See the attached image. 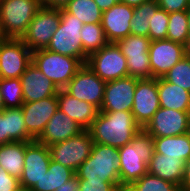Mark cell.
I'll return each mask as SVG.
<instances>
[{
  "instance_id": "5b68a950",
  "label": "cell",
  "mask_w": 190,
  "mask_h": 191,
  "mask_svg": "<svg viewBox=\"0 0 190 191\" xmlns=\"http://www.w3.org/2000/svg\"><path fill=\"white\" fill-rule=\"evenodd\" d=\"M41 7L39 0H0L3 37L21 39Z\"/></svg>"
},
{
  "instance_id": "f6af8a7d",
  "label": "cell",
  "mask_w": 190,
  "mask_h": 191,
  "mask_svg": "<svg viewBox=\"0 0 190 191\" xmlns=\"http://www.w3.org/2000/svg\"><path fill=\"white\" fill-rule=\"evenodd\" d=\"M123 4H127L131 7H137L145 2L151 1V0H119Z\"/></svg>"
},
{
  "instance_id": "ab89813d",
  "label": "cell",
  "mask_w": 190,
  "mask_h": 191,
  "mask_svg": "<svg viewBox=\"0 0 190 191\" xmlns=\"http://www.w3.org/2000/svg\"><path fill=\"white\" fill-rule=\"evenodd\" d=\"M180 190L190 191V157L185 161L183 181L180 185Z\"/></svg>"
},
{
  "instance_id": "836d02e7",
  "label": "cell",
  "mask_w": 190,
  "mask_h": 191,
  "mask_svg": "<svg viewBox=\"0 0 190 191\" xmlns=\"http://www.w3.org/2000/svg\"><path fill=\"white\" fill-rule=\"evenodd\" d=\"M129 191H180V187L149 173L131 183Z\"/></svg>"
},
{
  "instance_id": "7bdbcfd3",
  "label": "cell",
  "mask_w": 190,
  "mask_h": 191,
  "mask_svg": "<svg viewBox=\"0 0 190 191\" xmlns=\"http://www.w3.org/2000/svg\"><path fill=\"white\" fill-rule=\"evenodd\" d=\"M55 191H79L78 178L75 176L68 182L63 183V185L57 188Z\"/></svg>"
},
{
  "instance_id": "c3c4849f",
  "label": "cell",
  "mask_w": 190,
  "mask_h": 191,
  "mask_svg": "<svg viewBox=\"0 0 190 191\" xmlns=\"http://www.w3.org/2000/svg\"><path fill=\"white\" fill-rule=\"evenodd\" d=\"M4 109V104H3V100H2V96H1V92H0V111Z\"/></svg>"
},
{
  "instance_id": "6da1fadb",
  "label": "cell",
  "mask_w": 190,
  "mask_h": 191,
  "mask_svg": "<svg viewBox=\"0 0 190 191\" xmlns=\"http://www.w3.org/2000/svg\"><path fill=\"white\" fill-rule=\"evenodd\" d=\"M142 128L132 112H98L88 131L94 143L120 148L129 144Z\"/></svg>"
},
{
  "instance_id": "e575fe53",
  "label": "cell",
  "mask_w": 190,
  "mask_h": 191,
  "mask_svg": "<svg viewBox=\"0 0 190 191\" xmlns=\"http://www.w3.org/2000/svg\"><path fill=\"white\" fill-rule=\"evenodd\" d=\"M163 78L190 92V56L183 57Z\"/></svg>"
},
{
  "instance_id": "f1b7e54d",
  "label": "cell",
  "mask_w": 190,
  "mask_h": 191,
  "mask_svg": "<svg viewBox=\"0 0 190 191\" xmlns=\"http://www.w3.org/2000/svg\"><path fill=\"white\" fill-rule=\"evenodd\" d=\"M159 8L156 0H151L134 7L130 34L149 37V25L152 19V12H156Z\"/></svg>"
},
{
  "instance_id": "4dcf8cb0",
  "label": "cell",
  "mask_w": 190,
  "mask_h": 191,
  "mask_svg": "<svg viewBox=\"0 0 190 191\" xmlns=\"http://www.w3.org/2000/svg\"><path fill=\"white\" fill-rule=\"evenodd\" d=\"M64 9L84 24L102 22V12L93 0H71Z\"/></svg>"
},
{
  "instance_id": "7402d4cb",
  "label": "cell",
  "mask_w": 190,
  "mask_h": 191,
  "mask_svg": "<svg viewBox=\"0 0 190 191\" xmlns=\"http://www.w3.org/2000/svg\"><path fill=\"white\" fill-rule=\"evenodd\" d=\"M57 99L59 110L77 122L84 130L91 127L99 112L96 106L76 99L64 89H59Z\"/></svg>"
},
{
  "instance_id": "44dd1931",
  "label": "cell",
  "mask_w": 190,
  "mask_h": 191,
  "mask_svg": "<svg viewBox=\"0 0 190 191\" xmlns=\"http://www.w3.org/2000/svg\"><path fill=\"white\" fill-rule=\"evenodd\" d=\"M83 131L84 129L77 122L58 109L36 140L49 147Z\"/></svg>"
},
{
  "instance_id": "7dc6e473",
  "label": "cell",
  "mask_w": 190,
  "mask_h": 191,
  "mask_svg": "<svg viewBox=\"0 0 190 191\" xmlns=\"http://www.w3.org/2000/svg\"><path fill=\"white\" fill-rule=\"evenodd\" d=\"M15 191H32V189H29V188L20 186V187L17 188Z\"/></svg>"
},
{
  "instance_id": "d6a6232c",
  "label": "cell",
  "mask_w": 190,
  "mask_h": 191,
  "mask_svg": "<svg viewBox=\"0 0 190 191\" xmlns=\"http://www.w3.org/2000/svg\"><path fill=\"white\" fill-rule=\"evenodd\" d=\"M0 92L4 108L22 107L24 100L20 78H0Z\"/></svg>"
},
{
  "instance_id": "816d5d0a",
  "label": "cell",
  "mask_w": 190,
  "mask_h": 191,
  "mask_svg": "<svg viewBox=\"0 0 190 191\" xmlns=\"http://www.w3.org/2000/svg\"><path fill=\"white\" fill-rule=\"evenodd\" d=\"M117 191H129V190L127 189V187H122V188H119Z\"/></svg>"
},
{
  "instance_id": "9c48e42d",
  "label": "cell",
  "mask_w": 190,
  "mask_h": 191,
  "mask_svg": "<svg viewBox=\"0 0 190 191\" xmlns=\"http://www.w3.org/2000/svg\"><path fill=\"white\" fill-rule=\"evenodd\" d=\"M93 144L91 133L88 130H84L80 134L53 144L48 148L51 160L76 172L91 154Z\"/></svg>"
},
{
  "instance_id": "e0dca14e",
  "label": "cell",
  "mask_w": 190,
  "mask_h": 191,
  "mask_svg": "<svg viewBox=\"0 0 190 191\" xmlns=\"http://www.w3.org/2000/svg\"><path fill=\"white\" fill-rule=\"evenodd\" d=\"M160 108L157 78L137 79L132 114L143 129Z\"/></svg>"
},
{
  "instance_id": "ac0fdd59",
  "label": "cell",
  "mask_w": 190,
  "mask_h": 191,
  "mask_svg": "<svg viewBox=\"0 0 190 191\" xmlns=\"http://www.w3.org/2000/svg\"><path fill=\"white\" fill-rule=\"evenodd\" d=\"M21 108L26 130L36 140L59 109L57 95L35 102L23 103Z\"/></svg>"
},
{
  "instance_id": "7a4b0ae2",
  "label": "cell",
  "mask_w": 190,
  "mask_h": 191,
  "mask_svg": "<svg viewBox=\"0 0 190 191\" xmlns=\"http://www.w3.org/2000/svg\"><path fill=\"white\" fill-rule=\"evenodd\" d=\"M154 152L153 137L141 129L129 144L118 148L120 188L128 187L148 173Z\"/></svg>"
},
{
  "instance_id": "d6986e66",
  "label": "cell",
  "mask_w": 190,
  "mask_h": 191,
  "mask_svg": "<svg viewBox=\"0 0 190 191\" xmlns=\"http://www.w3.org/2000/svg\"><path fill=\"white\" fill-rule=\"evenodd\" d=\"M133 15L134 7L121 2L102 12L101 24L108 42L116 43L130 34Z\"/></svg>"
},
{
  "instance_id": "8fae6325",
  "label": "cell",
  "mask_w": 190,
  "mask_h": 191,
  "mask_svg": "<svg viewBox=\"0 0 190 191\" xmlns=\"http://www.w3.org/2000/svg\"><path fill=\"white\" fill-rule=\"evenodd\" d=\"M32 63V51L21 39L0 40V78H20Z\"/></svg>"
},
{
  "instance_id": "8d00e7d4",
  "label": "cell",
  "mask_w": 190,
  "mask_h": 191,
  "mask_svg": "<svg viewBox=\"0 0 190 191\" xmlns=\"http://www.w3.org/2000/svg\"><path fill=\"white\" fill-rule=\"evenodd\" d=\"M79 191H117L118 188L109 181L97 178L78 179Z\"/></svg>"
},
{
  "instance_id": "52a82bcc",
  "label": "cell",
  "mask_w": 190,
  "mask_h": 191,
  "mask_svg": "<svg viewBox=\"0 0 190 191\" xmlns=\"http://www.w3.org/2000/svg\"><path fill=\"white\" fill-rule=\"evenodd\" d=\"M116 43L126 58L128 76L139 80L153 79L148 52L151 44L149 37L129 34Z\"/></svg>"
},
{
  "instance_id": "ba28073f",
  "label": "cell",
  "mask_w": 190,
  "mask_h": 191,
  "mask_svg": "<svg viewBox=\"0 0 190 191\" xmlns=\"http://www.w3.org/2000/svg\"><path fill=\"white\" fill-rule=\"evenodd\" d=\"M86 65L105 82L128 76L126 58L114 42H108L98 52L91 54Z\"/></svg>"
},
{
  "instance_id": "60d3db41",
  "label": "cell",
  "mask_w": 190,
  "mask_h": 191,
  "mask_svg": "<svg viewBox=\"0 0 190 191\" xmlns=\"http://www.w3.org/2000/svg\"><path fill=\"white\" fill-rule=\"evenodd\" d=\"M42 6L48 8L62 9L64 8L71 0H39Z\"/></svg>"
},
{
  "instance_id": "681fc988",
  "label": "cell",
  "mask_w": 190,
  "mask_h": 191,
  "mask_svg": "<svg viewBox=\"0 0 190 191\" xmlns=\"http://www.w3.org/2000/svg\"><path fill=\"white\" fill-rule=\"evenodd\" d=\"M186 50H187V55L190 56V40H189V43L186 47Z\"/></svg>"
},
{
  "instance_id": "b9f144b4",
  "label": "cell",
  "mask_w": 190,
  "mask_h": 191,
  "mask_svg": "<svg viewBox=\"0 0 190 191\" xmlns=\"http://www.w3.org/2000/svg\"><path fill=\"white\" fill-rule=\"evenodd\" d=\"M7 143V126L4 119V109L0 111V145Z\"/></svg>"
},
{
  "instance_id": "d590c367",
  "label": "cell",
  "mask_w": 190,
  "mask_h": 191,
  "mask_svg": "<svg viewBox=\"0 0 190 191\" xmlns=\"http://www.w3.org/2000/svg\"><path fill=\"white\" fill-rule=\"evenodd\" d=\"M169 13L159 8L152 12V19L149 25V38L151 41L167 39Z\"/></svg>"
},
{
  "instance_id": "d4e9b609",
  "label": "cell",
  "mask_w": 190,
  "mask_h": 191,
  "mask_svg": "<svg viewBox=\"0 0 190 191\" xmlns=\"http://www.w3.org/2000/svg\"><path fill=\"white\" fill-rule=\"evenodd\" d=\"M154 152L186 161L190 157V132L170 137H155Z\"/></svg>"
},
{
  "instance_id": "9a60e30c",
  "label": "cell",
  "mask_w": 190,
  "mask_h": 191,
  "mask_svg": "<svg viewBox=\"0 0 190 191\" xmlns=\"http://www.w3.org/2000/svg\"><path fill=\"white\" fill-rule=\"evenodd\" d=\"M150 67L153 78H161L187 55L186 46L169 39L151 41Z\"/></svg>"
},
{
  "instance_id": "74e56055",
  "label": "cell",
  "mask_w": 190,
  "mask_h": 191,
  "mask_svg": "<svg viewBox=\"0 0 190 191\" xmlns=\"http://www.w3.org/2000/svg\"><path fill=\"white\" fill-rule=\"evenodd\" d=\"M158 6L167 13L187 11L190 0H156Z\"/></svg>"
},
{
  "instance_id": "f35d334b",
  "label": "cell",
  "mask_w": 190,
  "mask_h": 191,
  "mask_svg": "<svg viewBox=\"0 0 190 191\" xmlns=\"http://www.w3.org/2000/svg\"><path fill=\"white\" fill-rule=\"evenodd\" d=\"M20 187L19 179L5 170H0V191H15Z\"/></svg>"
},
{
  "instance_id": "ffe728a7",
  "label": "cell",
  "mask_w": 190,
  "mask_h": 191,
  "mask_svg": "<svg viewBox=\"0 0 190 191\" xmlns=\"http://www.w3.org/2000/svg\"><path fill=\"white\" fill-rule=\"evenodd\" d=\"M24 103L35 102L58 94L59 88L33 64L20 76Z\"/></svg>"
},
{
  "instance_id": "ee69618b",
  "label": "cell",
  "mask_w": 190,
  "mask_h": 191,
  "mask_svg": "<svg viewBox=\"0 0 190 191\" xmlns=\"http://www.w3.org/2000/svg\"><path fill=\"white\" fill-rule=\"evenodd\" d=\"M101 10V12H104L108 9H110L115 4L119 3V0H93Z\"/></svg>"
},
{
  "instance_id": "4316f807",
  "label": "cell",
  "mask_w": 190,
  "mask_h": 191,
  "mask_svg": "<svg viewBox=\"0 0 190 191\" xmlns=\"http://www.w3.org/2000/svg\"><path fill=\"white\" fill-rule=\"evenodd\" d=\"M76 176L75 171L51 160L49 169L40 182H37L32 191H55L57 188Z\"/></svg>"
},
{
  "instance_id": "2e32d148",
  "label": "cell",
  "mask_w": 190,
  "mask_h": 191,
  "mask_svg": "<svg viewBox=\"0 0 190 191\" xmlns=\"http://www.w3.org/2000/svg\"><path fill=\"white\" fill-rule=\"evenodd\" d=\"M137 86V79L131 76L107 81L101 112H131L134 103V92Z\"/></svg>"
},
{
  "instance_id": "f546056e",
  "label": "cell",
  "mask_w": 190,
  "mask_h": 191,
  "mask_svg": "<svg viewBox=\"0 0 190 191\" xmlns=\"http://www.w3.org/2000/svg\"><path fill=\"white\" fill-rule=\"evenodd\" d=\"M81 43L84 54L89 57L98 52L108 41L101 23L84 24L81 30Z\"/></svg>"
},
{
  "instance_id": "30bf717a",
  "label": "cell",
  "mask_w": 190,
  "mask_h": 191,
  "mask_svg": "<svg viewBox=\"0 0 190 191\" xmlns=\"http://www.w3.org/2000/svg\"><path fill=\"white\" fill-rule=\"evenodd\" d=\"M60 23V9L42 6L29 23L21 40L33 52L48 46Z\"/></svg>"
},
{
  "instance_id": "277c9868",
  "label": "cell",
  "mask_w": 190,
  "mask_h": 191,
  "mask_svg": "<svg viewBox=\"0 0 190 191\" xmlns=\"http://www.w3.org/2000/svg\"><path fill=\"white\" fill-rule=\"evenodd\" d=\"M84 23L77 17L60 9V23L46 49L79 59L86 64L88 57L84 54L81 43V30Z\"/></svg>"
},
{
  "instance_id": "484cf974",
  "label": "cell",
  "mask_w": 190,
  "mask_h": 191,
  "mask_svg": "<svg viewBox=\"0 0 190 191\" xmlns=\"http://www.w3.org/2000/svg\"><path fill=\"white\" fill-rule=\"evenodd\" d=\"M26 142L0 145V166L10 175L21 177L24 168Z\"/></svg>"
},
{
  "instance_id": "5bb4252c",
  "label": "cell",
  "mask_w": 190,
  "mask_h": 191,
  "mask_svg": "<svg viewBox=\"0 0 190 191\" xmlns=\"http://www.w3.org/2000/svg\"><path fill=\"white\" fill-rule=\"evenodd\" d=\"M50 161L48 146L37 140L26 142L24 168L19 178L20 186L32 189L47 173Z\"/></svg>"
},
{
  "instance_id": "3957f363",
  "label": "cell",
  "mask_w": 190,
  "mask_h": 191,
  "mask_svg": "<svg viewBox=\"0 0 190 191\" xmlns=\"http://www.w3.org/2000/svg\"><path fill=\"white\" fill-rule=\"evenodd\" d=\"M118 148L94 143L91 154L77 169L78 179L97 178L120 188Z\"/></svg>"
},
{
  "instance_id": "f907efd6",
  "label": "cell",
  "mask_w": 190,
  "mask_h": 191,
  "mask_svg": "<svg viewBox=\"0 0 190 191\" xmlns=\"http://www.w3.org/2000/svg\"><path fill=\"white\" fill-rule=\"evenodd\" d=\"M4 39L3 37V32H2V27H1V21H0V40Z\"/></svg>"
},
{
  "instance_id": "bcb514c9",
  "label": "cell",
  "mask_w": 190,
  "mask_h": 191,
  "mask_svg": "<svg viewBox=\"0 0 190 191\" xmlns=\"http://www.w3.org/2000/svg\"><path fill=\"white\" fill-rule=\"evenodd\" d=\"M187 17H188V25H189V33H190V6L188 10L186 11Z\"/></svg>"
},
{
  "instance_id": "603a6c76",
  "label": "cell",
  "mask_w": 190,
  "mask_h": 191,
  "mask_svg": "<svg viewBox=\"0 0 190 191\" xmlns=\"http://www.w3.org/2000/svg\"><path fill=\"white\" fill-rule=\"evenodd\" d=\"M185 161L153 152L147 164L148 173L180 187L183 181Z\"/></svg>"
},
{
  "instance_id": "1f68e13d",
  "label": "cell",
  "mask_w": 190,
  "mask_h": 191,
  "mask_svg": "<svg viewBox=\"0 0 190 191\" xmlns=\"http://www.w3.org/2000/svg\"><path fill=\"white\" fill-rule=\"evenodd\" d=\"M167 39L187 47L190 33L186 11L169 13Z\"/></svg>"
},
{
  "instance_id": "83f0119b",
  "label": "cell",
  "mask_w": 190,
  "mask_h": 191,
  "mask_svg": "<svg viewBox=\"0 0 190 191\" xmlns=\"http://www.w3.org/2000/svg\"><path fill=\"white\" fill-rule=\"evenodd\" d=\"M4 119L7 126V143L35 140L26 130L21 107L4 108Z\"/></svg>"
},
{
  "instance_id": "8992f818",
  "label": "cell",
  "mask_w": 190,
  "mask_h": 191,
  "mask_svg": "<svg viewBox=\"0 0 190 191\" xmlns=\"http://www.w3.org/2000/svg\"><path fill=\"white\" fill-rule=\"evenodd\" d=\"M33 64L59 89H63L84 65L79 59L46 48L32 52Z\"/></svg>"
},
{
  "instance_id": "7c38bea8",
  "label": "cell",
  "mask_w": 190,
  "mask_h": 191,
  "mask_svg": "<svg viewBox=\"0 0 190 191\" xmlns=\"http://www.w3.org/2000/svg\"><path fill=\"white\" fill-rule=\"evenodd\" d=\"M105 85L106 82L84 64L63 89L76 99L91 103L100 110Z\"/></svg>"
},
{
  "instance_id": "cb8c5ba5",
  "label": "cell",
  "mask_w": 190,
  "mask_h": 191,
  "mask_svg": "<svg viewBox=\"0 0 190 191\" xmlns=\"http://www.w3.org/2000/svg\"><path fill=\"white\" fill-rule=\"evenodd\" d=\"M160 107L177 111L190 112V92L178 85L157 78Z\"/></svg>"
},
{
  "instance_id": "4fadbf2b",
  "label": "cell",
  "mask_w": 190,
  "mask_h": 191,
  "mask_svg": "<svg viewBox=\"0 0 190 191\" xmlns=\"http://www.w3.org/2000/svg\"><path fill=\"white\" fill-rule=\"evenodd\" d=\"M143 129L153 138L188 133L190 132V112L160 107Z\"/></svg>"
}]
</instances>
